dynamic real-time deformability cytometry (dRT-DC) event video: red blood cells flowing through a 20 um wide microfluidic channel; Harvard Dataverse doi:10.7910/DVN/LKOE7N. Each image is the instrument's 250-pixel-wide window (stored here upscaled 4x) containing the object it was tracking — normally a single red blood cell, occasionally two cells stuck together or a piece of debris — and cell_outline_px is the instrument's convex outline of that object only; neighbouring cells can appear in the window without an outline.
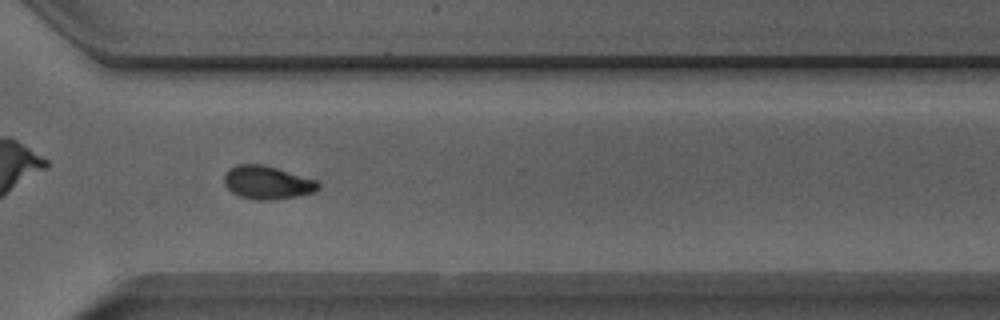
{"species": "Egyptian fruit bat (a non-hibernating species)", "species_latin": "Rousettus aegyptiacus", "temperature_condition": "room temperature", "stored_images_in_passage": 52, "camera_frame_rate_fps": 3000, "um_per_image_px": 0.085, "animal": {"sex": "male"}, "frame": {"image": 1, "passage_image": 37, "time_ms": 12.0, "image_size_px": [1000, 320], "cell_outline_px": [[320, 188], [316, 192], [276, 200], [256, 200], [240, 196], [232, 192], [224, 184], [224, 176], [228, 168], [236, 164], [260, 164], [276, 168], [316, 180], [320, 184]], "centroid_in_image_um": [22.71, 15.52], "position_along_channel_um": 347.9, "area_um2": 18.26}, "authors_computed_cell_mechanics": {"area_um2": 17.7735, "velocity_mm_per_s": 3.9092, "shape_relaxation_time_tau1_ms": 4.0834, "shape_relaxation_time_tau2_ms": 2.9871, "deformation_change_tau1": 0.1476, "deformation_change_tau2": 0.0763}}